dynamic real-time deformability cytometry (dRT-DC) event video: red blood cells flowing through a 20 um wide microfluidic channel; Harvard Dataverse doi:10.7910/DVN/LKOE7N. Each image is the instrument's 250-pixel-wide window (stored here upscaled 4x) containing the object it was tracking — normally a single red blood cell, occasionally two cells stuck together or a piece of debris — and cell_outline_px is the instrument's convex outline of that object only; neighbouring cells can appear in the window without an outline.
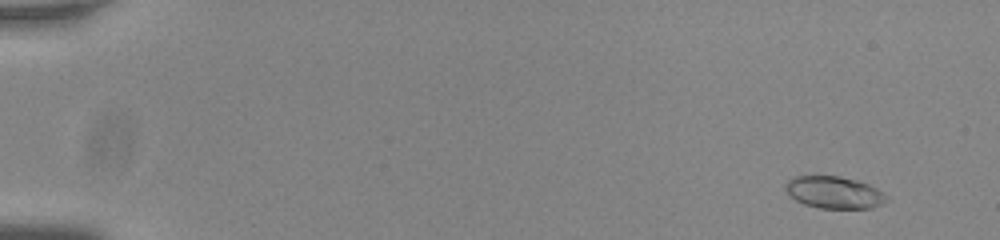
{"species": "common noctule bat (a hibernating species)", "species_latin": "Nyctalus noctula", "temperature_condition": "room temperature", "stored_images_in_passage": 57, "camera_frame_rate_fps": 3000, "um_per_image_px": 0.085, "animal": {"sex": "male", "body_mass_g": 20.0, "forearm_length_mm": 53.3}, "frame": {"image": 1, "passage_image": 5, "time_ms": 1.333, "image_size_px": [1000, 240], "cell_outline_px": [[888, 200], [872, 208], [820, 208], [804, 204], [788, 196], [784, 188], [784, 184], [788, 180], [796, 176], [840, 176], [856, 180], [868, 184], [884, 192], [888, 196]], "centroid_in_image_um": [70.88, 16.35], "position_along_channel_um": 14.1, "area_um2": 19.02}}
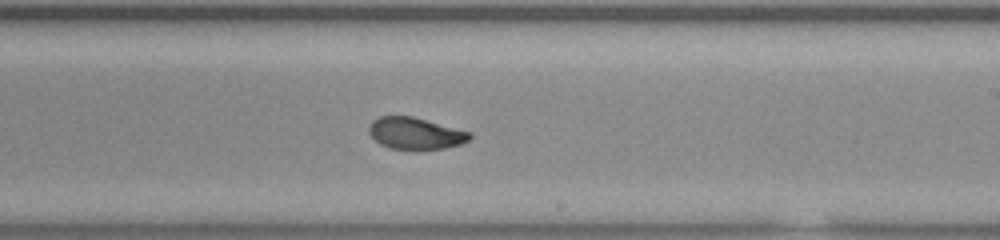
{"frame": {"image": 2, "passage_image": 36, "time_ms": 11.667, "image_size_px": [1000, 240], "cell_outline_px": [[472, 136], [468, 140], [460, 144], [444, 148], [388, 148], [380, 144], [368, 132], [368, 128], [372, 120], [380, 116], [412, 116], [472, 132]], "centroid_in_image_um": [35.3, 11.31], "position_along_channel_um": 253.7, "area_um2": 18.38}}
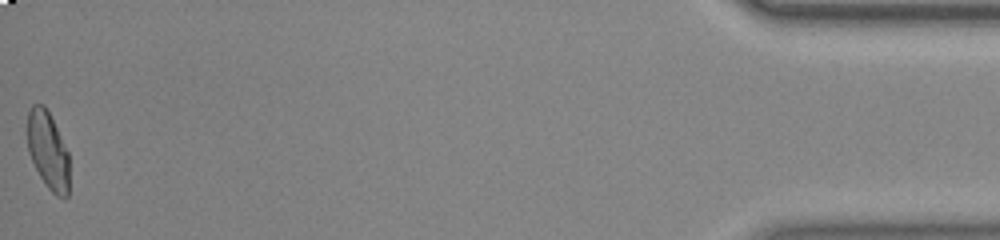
{"frame": {"image": 3, "passage_image": 57, "time_ms": 18.667, "image_size_px": [1000, 240], "cell_outline_px": [[68, 196], [64, 200], [56, 196], [48, 188], [40, 176], [28, 152], [28, 112], [32, 104], [44, 104], [68, 152]], "centroid_in_image_um": [4.07, 12.82], "position_along_channel_um": 431.1, "area_um2": 18.67}, "authors_computed_cell_mechanics": {"area_um2": 19.0162, "velocity_mm_per_s": 3.7628, "shape_relaxation_time_tau1_ms": 5.9493, "shape_relaxation_time_tau2_ms": 1.1006, "deformation_change_tau1": 0.2129, "deformation_change_tau2": 0.0611}}